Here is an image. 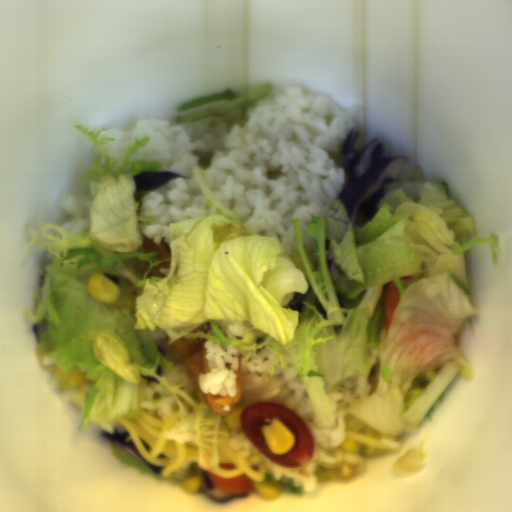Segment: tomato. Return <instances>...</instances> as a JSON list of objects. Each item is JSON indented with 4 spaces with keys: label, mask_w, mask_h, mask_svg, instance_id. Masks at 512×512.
Listing matches in <instances>:
<instances>
[{
    "label": "tomato",
    "mask_w": 512,
    "mask_h": 512,
    "mask_svg": "<svg viewBox=\"0 0 512 512\" xmlns=\"http://www.w3.org/2000/svg\"><path fill=\"white\" fill-rule=\"evenodd\" d=\"M278 418L288 426L296 436L292 449L277 455L269 451L262 434V427L268 425L273 418ZM242 432L275 465L295 469L310 462L314 440L311 432L298 414L274 402H256L243 408L240 416Z\"/></svg>",
    "instance_id": "obj_1"
}]
</instances>
